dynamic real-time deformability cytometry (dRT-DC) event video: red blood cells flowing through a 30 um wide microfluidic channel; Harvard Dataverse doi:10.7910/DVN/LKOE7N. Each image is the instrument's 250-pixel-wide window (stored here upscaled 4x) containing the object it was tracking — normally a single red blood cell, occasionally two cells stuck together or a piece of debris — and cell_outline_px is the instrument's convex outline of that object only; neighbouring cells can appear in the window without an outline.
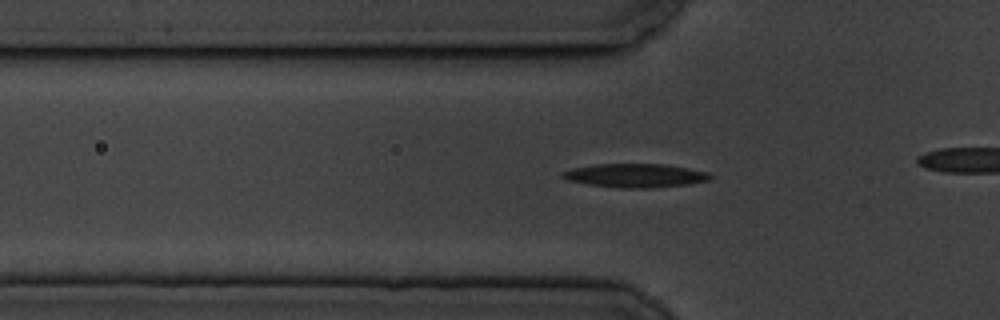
{"species": "common noctule bat (a hibernating species)", "species_latin": "Nyctalus noctula", "temperature_condition": "cold", "stored_images_in_passage": 45, "camera_frame_rate_fps": 3000, "um_per_image_px": 0.085, "animal": {"sex": "male", "body_mass_g": 19.5, "forearm_length_mm": 54.6}, "frame": {"image": 1, "passage_image": 18, "time_ms": 5.667, "image_size_px": [1000, 320], "cell_outline_px": [[712, 176], [708, 180], [688, 184], [648, 188], [620, 188], [588, 184], [568, 180], [560, 176], [560, 172], [572, 168], [596, 164], [664, 164], [688, 168], [708, 172]], "centroid_in_image_um": [53.96, 14.91], "position_along_channel_um": 71.8, "area_um2": 20.35}}
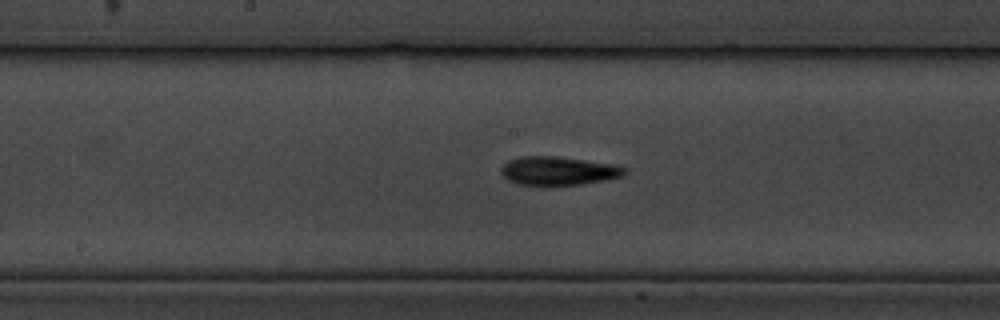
{"frame": {"image": 2, "passage_image": 29, "time_ms": 9.333, "image_size_px": [1000, 320], "cell_outline_px": [[628, 172], [620, 176], [604, 180], [580, 184], [552, 188], [516, 184], [508, 180], [500, 172], [500, 168], [508, 160], [520, 156], [560, 156], [612, 164], [624, 168]], "centroid_in_image_um": [47.38, 14.55], "position_along_channel_um": 200.8, "area_um2": 21.21}}
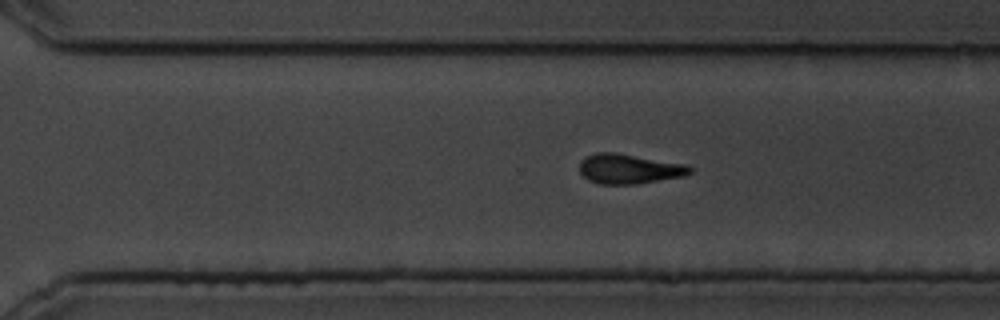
{"frame": {"image": 3, "passage_image": 39, "time_ms": 12.667, "image_size_px": [1000, 320], "cell_outline_px": [[692, 172], [684, 176], [636, 184], [600, 184], [588, 180], [580, 172], [580, 160], [584, 156], [596, 152], [616, 152], [684, 164], [692, 168]], "centroid_in_image_um": [53.43, 14.34], "position_along_channel_um": 317.2, "area_um2": 19.19}}